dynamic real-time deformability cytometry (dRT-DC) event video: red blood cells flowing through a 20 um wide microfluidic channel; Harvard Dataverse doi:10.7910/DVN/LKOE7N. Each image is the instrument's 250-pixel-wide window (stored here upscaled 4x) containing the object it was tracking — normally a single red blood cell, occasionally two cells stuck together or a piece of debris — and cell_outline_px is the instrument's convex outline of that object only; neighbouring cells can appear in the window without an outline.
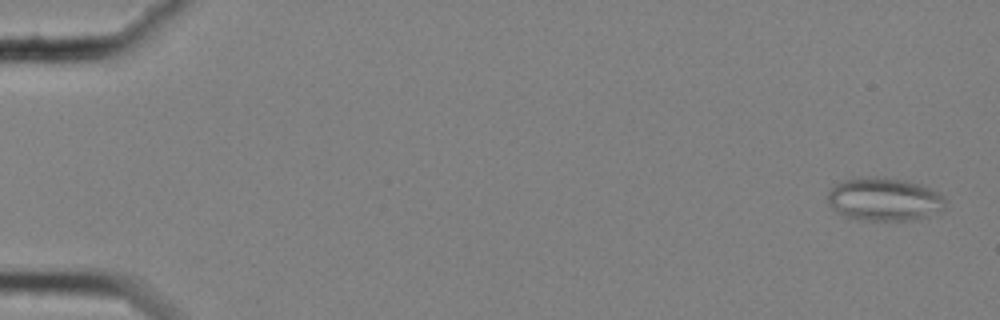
{"species": "common noctule bat (a hibernating species)", "species_latin": "Nyctalus noctula", "temperature_condition": "cold", "stored_images_in_passage": 58, "camera_frame_rate_fps": 3000, "um_per_image_px": 0.085, "animal": {"sex": "female", "body_mass_g": 25.1}, "frame": {"image": 1, "passage_image": 2, "time_ms": 0.333, "image_size_px": [1000, 320], "cell_outline_px": [[948, 200], [944, 208], [920, 220], [868, 220], [844, 216], [832, 208], [828, 204], [828, 192], [836, 184], [844, 180], [860, 176], [884, 176], [904, 180], [920, 184], [940, 192]], "centroid_in_image_um": [75.2, 16.92], "position_along_channel_um": 9.8, "area_um2": 30.06}}
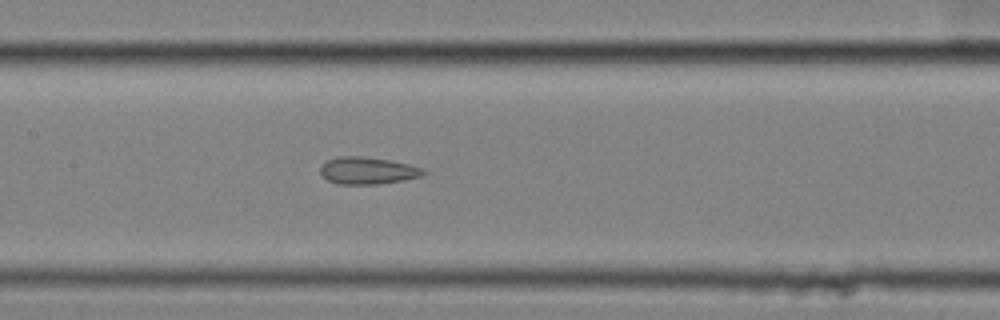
{"frame": {"image": 2, "passage_image": 29, "time_ms": 9.333, "image_size_px": [1000, 320], "cell_outline_px": [[428, 172], [420, 176], [404, 180], [376, 184], [336, 184], [328, 180], [320, 172], [320, 168], [328, 160], [340, 156], [360, 156], [388, 160], [408, 164], [424, 168]], "centroid_in_image_um": [31.27, 14.51], "position_along_channel_um": 176.1, "area_um2": 16.13}}
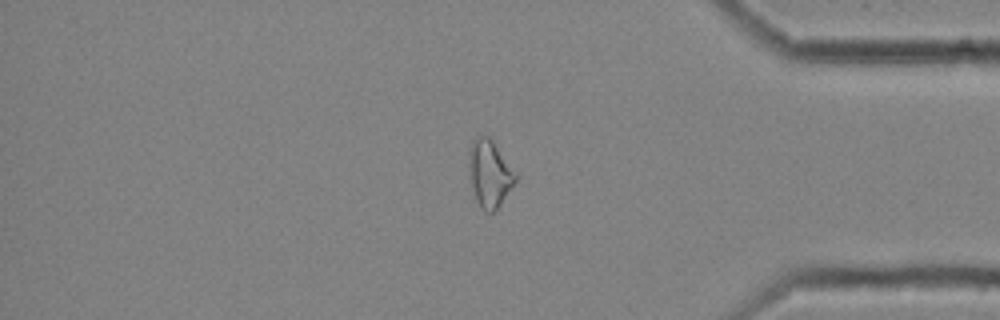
{"frame": {"image": 3, "passage_image": 49, "time_ms": 16.0, "image_size_px": [1000, 320], "cell_outline_px": [[516, 180], [500, 204], [492, 212], [484, 212], [480, 208], [476, 200], [472, 188], [468, 152], [468, 148], [472, 140], [476, 136], [488, 136], [492, 140], [516, 172]], "centroid_in_image_um": [41.59, 14.73], "position_along_channel_um": 393.6, "area_um2": 17.98}, "authors_computed_cell_mechanics": {"area_um2": 19.3341, "velocity_mm_per_s": 3.5444, "shape_relaxation_time_tau1_ms": null, "shape_relaxation_time_tau2_ms": 2.5479, "deformation_change_tau1": null, "deformation_change_tau2": 0.1123}}